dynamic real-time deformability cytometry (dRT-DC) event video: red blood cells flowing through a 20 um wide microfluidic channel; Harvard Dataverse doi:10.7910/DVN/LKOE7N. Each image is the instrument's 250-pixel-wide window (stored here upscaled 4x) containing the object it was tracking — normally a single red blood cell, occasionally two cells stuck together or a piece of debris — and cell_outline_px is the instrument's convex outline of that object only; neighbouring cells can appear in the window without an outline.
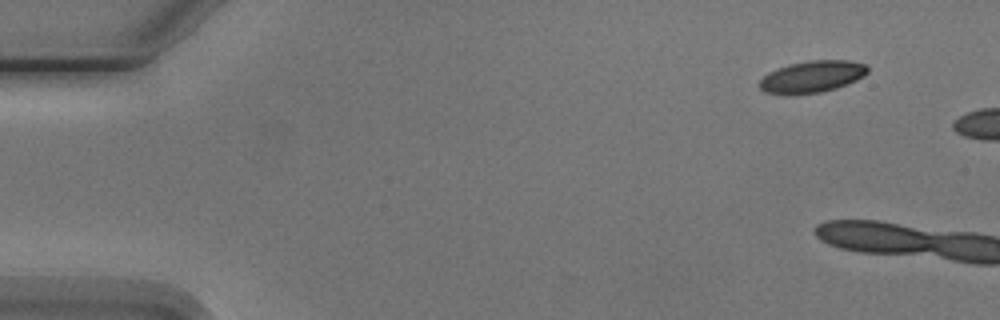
{"species": "Egyptian fruit bat (a non-hibernating species)", "species_latin": "Rousettus aegyptiacus", "temperature_condition": "cold", "stored_images_in_passage": 2, "camera_frame_rate_fps": 3000, "um_per_image_px": 0.085, "animal": {"sex": "male"}, "frame": {"image": 1, "passage_image": 1, "time_ms": 0.0, "image_size_px": [1000, 320], "cell_outline_px": [[868, 72], [864, 76], [856, 80], [836, 88], [820, 92], [764, 92], [760, 88], [760, 80], [768, 72], [776, 68], [788, 64], [808, 60], [848, 60], [868, 64]], "centroid_in_image_um": [69.08, 6.46], "position_along_channel_um": 15.9, "area_um2": 19.59}}